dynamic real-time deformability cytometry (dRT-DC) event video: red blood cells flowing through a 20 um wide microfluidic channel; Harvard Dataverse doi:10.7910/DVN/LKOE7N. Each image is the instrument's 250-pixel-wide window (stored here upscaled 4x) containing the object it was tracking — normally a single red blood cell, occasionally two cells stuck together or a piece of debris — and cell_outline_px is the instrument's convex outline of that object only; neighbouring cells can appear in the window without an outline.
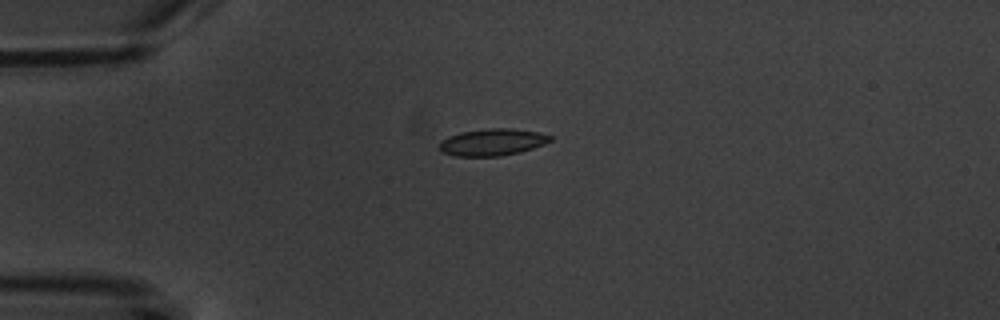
{"species": "common noctule bat (a hibernating species)", "species_latin": "Nyctalus noctula", "temperature_condition": "warm", "stored_images_in_passage": 8, "camera_frame_rate_fps": 3000, "um_per_image_px": 0.085, "animal": {"sex": "male", "body_mass_g": 20.1, "forearm_length_mm": 53.5}, "frame": {"image": 1, "passage_image": 1, "time_ms": 0.0, "image_size_px": [1000, 320], "cell_outline_px": [[552, 140], [544, 144], [520, 152], [500, 156], [456, 156], [440, 152], [440, 140], [448, 136], [460, 132], [492, 128], [508, 128], [536, 132], [552, 136]], "centroid_in_image_um": [41.81, 12.09], "position_along_channel_um": 43.2, "area_um2": 17.28}}
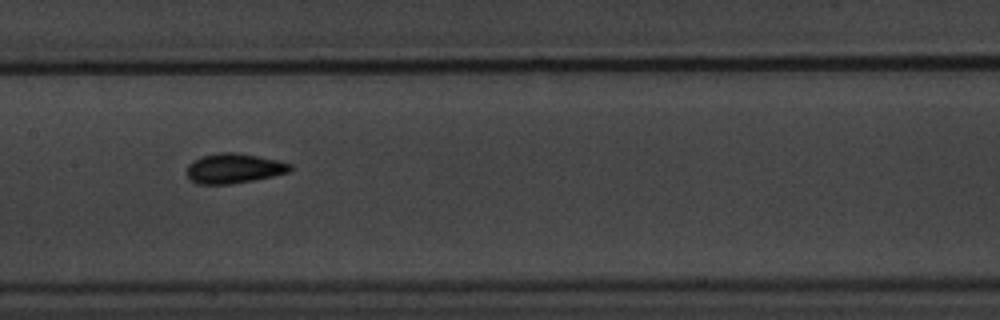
{"frame": {"image": 2, "passage_image": 5, "time_ms": 4.667, "image_size_px": [1000, 320], "cell_outline_px": [[292, 168], [288, 172], [272, 176], [232, 184], [196, 184], [184, 172], [188, 164], [192, 160], [200, 156], [220, 152], [236, 152], [276, 160], [292, 164]], "centroid_in_image_um": [19.81, 14.31], "position_along_channel_um": 187.6, "area_um2": 18.03}}
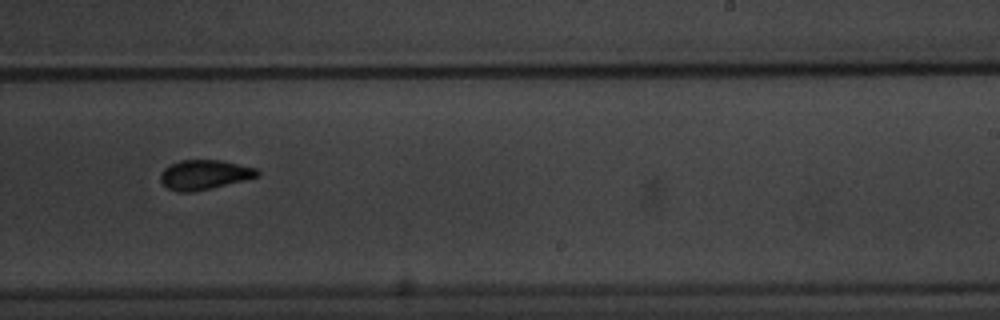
{"frame": {"image": 3, "passage_image": 7, "time_ms": 7.0, "image_size_px": [1000, 320], "cell_outline_px": [[260, 176], [244, 180], [192, 192], [176, 192], [168, 188], [160, 180], [160, 172], [164, 168], [180, 160], [220, 160], [256, 168], [260, 172]], "centroid_in_image_um": [17.36, 14.85], "position_along_channel_um": 271.6, "area_um2": 16.59}}